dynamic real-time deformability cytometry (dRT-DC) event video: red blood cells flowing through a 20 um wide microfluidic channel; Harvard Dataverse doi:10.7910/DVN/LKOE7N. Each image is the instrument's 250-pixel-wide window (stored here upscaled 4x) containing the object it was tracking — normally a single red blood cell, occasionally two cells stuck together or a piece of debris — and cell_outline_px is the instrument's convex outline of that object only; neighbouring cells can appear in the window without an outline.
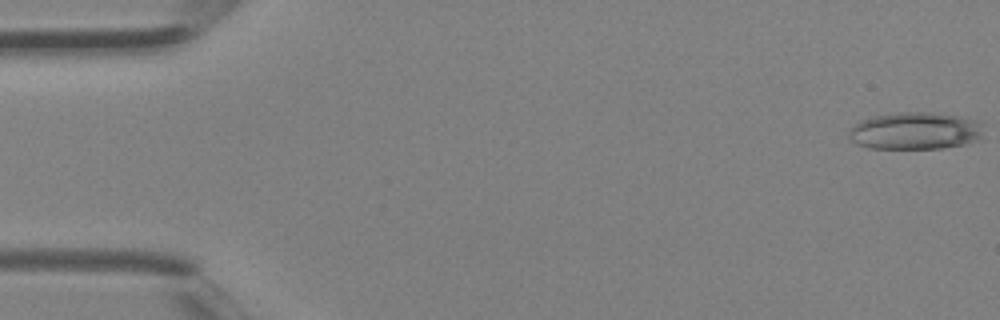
{"species": "Egyptian fruit bat (a non-hibernating species)", "species_latin": "Rousettus aegyptiacus", "temperature_condition": "room temperature", "stored_images_in_passage": 4, "camera_frame_rate_fps": 3000, "um_per_image_px": 0.085, "animal": {"sex": "female"}, "frame": {"image": 1, "passage_image": 1, "time_ms": 0.0, "image_size_px": [1000, 320], "cell_outline_px": [[980, 136], [976, 140], [968, 144], [944, 148], [868, 148], [856, 144], [848, 136], [848, 128], [852, 124], [860, 120], [872, 116], [900, 112], [932, 112], [960, 116], [980, 120]], "centroid_in_image_um": [77.74, 11.11], "position_along_channel_um": 7.3, "area_um2": 29.54}}
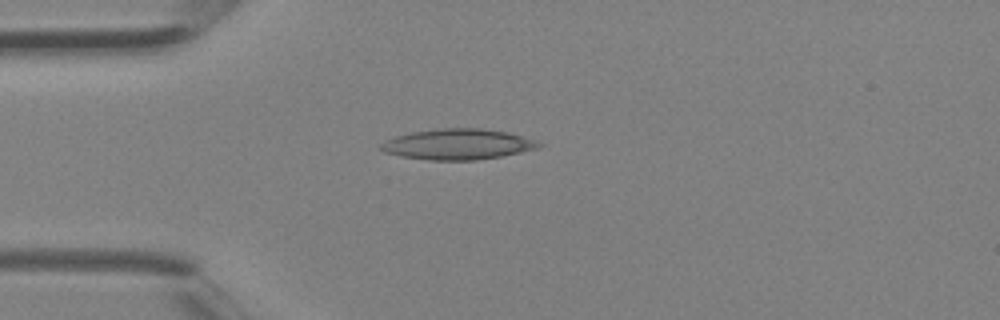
{"frame": {"image": 2, "passage_image": 4, "time_ms": 1.0, "image_size_px": [1000, 320], "cell_outline_px": [[544, 144], [536, 148], [520, 152], [500, 156], [476, 160], [428, 160], [400, 156], [384, 152], [376, 148], [380, 144], [396, 136], [412, 132], [440, 128], [480, 128], [508, 132], [536, 140]], "centroid_in_image_um": [38.89, 12.26], "position_along_channel_um": 46.1, "area_um2": 28.15}}